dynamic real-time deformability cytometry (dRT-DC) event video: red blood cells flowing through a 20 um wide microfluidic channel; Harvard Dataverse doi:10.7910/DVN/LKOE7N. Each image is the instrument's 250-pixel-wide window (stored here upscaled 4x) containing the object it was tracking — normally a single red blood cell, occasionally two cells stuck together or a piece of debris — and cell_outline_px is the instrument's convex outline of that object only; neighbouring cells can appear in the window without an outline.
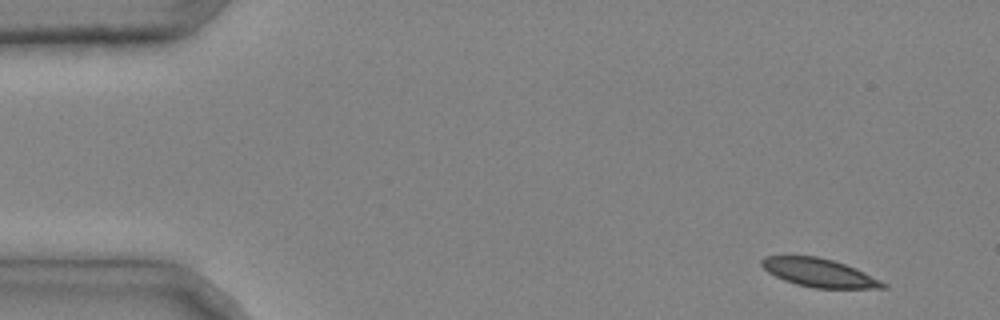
{"species": "common noctule bat (a hibernating species)", "species_latin": "Nyctalus noctula", "temperature_condition": "cold", "stored_images_in_passage": 4, "camera_frame_rate_fps": 3000, "um_per_image_px": 0.085, "animal": {"sex": "male", "body_mass_g": 20.4}, "frame": {"image": 1, "passage_image": 1, "time_ms": 0.0, "image_size_px": [1000, 320], "cell_outline_px": [[888, 288], [812, 288], [796, 284], [784, 280], [768, 272], [760, 264], [760, 260], [764, 256], [816, 256], [832, 260], [856, 268], [888, 284]], "centroid_in_image_um": [69.62, 23.18], "position_along_channel_um": 15.4, "area_um2": 20.0}}
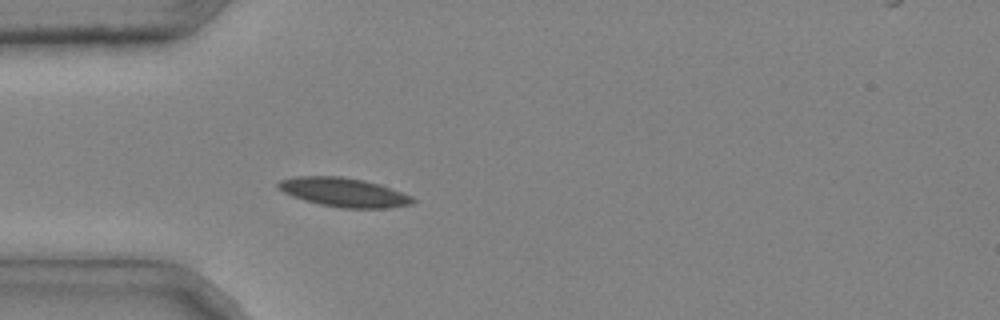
{"frame": {"image": 2, "passage_image": 4, "time_ms": 1.0, "image_size_px": [1000, 320], "cell_outline_px": [[416, 200], [412, 204], [384, 208], [340, 208], [320, 204], [304, 200], [292, 196], [276, 188], [276, 184], [280, 180], [296, 176], [340, 176], [364, 180], [380, 184], [412, 196]], "centroid_in_image_um": [29.2, 16.34], "position_along_channel_um": 55.8, "area_um2": 22.77}}